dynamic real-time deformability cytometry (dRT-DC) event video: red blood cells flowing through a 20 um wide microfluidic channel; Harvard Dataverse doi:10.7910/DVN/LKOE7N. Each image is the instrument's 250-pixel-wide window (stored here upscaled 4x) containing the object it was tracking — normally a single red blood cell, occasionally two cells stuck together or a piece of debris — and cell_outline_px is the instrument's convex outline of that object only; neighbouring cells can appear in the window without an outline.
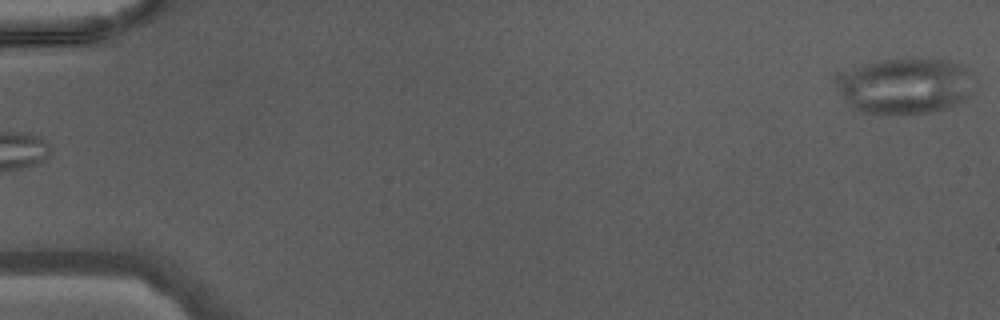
{"species": "Egyptian fruit bat (a non-hibernating species)", "species_latin": "Rousettus aegyptiacus", "temperature_condition": "warm", "stored_images_in_passage": 11, "camera_frame_rate_fps": 3000, "um_per_image_px": 0.085, "animal": {"sex": "male"}, "frame": {"image": 1, "passage_image": 1, "time_ms": 0.0, "image_size_px": [1000, 320], "cell_outline_px": [[976, 80], [972, 92], [964, 100], [956, 104], [932, 112], [864, 112], [856, 108], [852, 104], [840, 88], [844, 80], [848, 76], [860, 68], [868, 64], [880, 60], [944, 60], [960, 64]], "centroid_in_image_um": [77.18, 7.31], "position_along_channel_um": 7.8, "area_um2": 42.08}}